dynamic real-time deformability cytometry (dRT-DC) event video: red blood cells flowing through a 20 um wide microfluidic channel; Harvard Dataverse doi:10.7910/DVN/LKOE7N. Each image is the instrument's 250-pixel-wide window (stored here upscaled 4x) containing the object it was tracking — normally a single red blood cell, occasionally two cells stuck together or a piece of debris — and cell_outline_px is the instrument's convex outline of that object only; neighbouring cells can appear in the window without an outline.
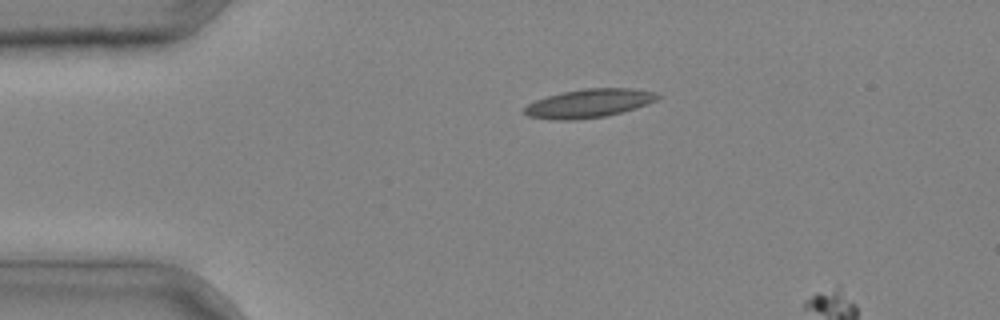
{"species": "common noctule bat (a hibernating species)", "species_latin": "Nyctalus noctula", "temperature_condition": "cold", "stored_images_in_passage": 2, "camera_frame_rate_fps": 3000, "um_per_image_px": 0.085, "animal": {"sex": "male", "body_mass_g": 20.4}, "frame": {"image": 1, "passage_image": 1, "time_ms": 0.0, "image_size_px": [1000, 320], "cell_outline_px": [[660, 96], [656, 100], [648, 104], [636, 108], [604, 116], [576, 120], [548, 120], [528, 116], [520, 112], [528, 104], [536, 100], [548, 96], [564, 92], [584, 88], [632, 88], [652, 92]], "centroid_in_image_um": [50.0, 8.79], "position_along_channel_um": 35.0, "area_um2": 22.14}}